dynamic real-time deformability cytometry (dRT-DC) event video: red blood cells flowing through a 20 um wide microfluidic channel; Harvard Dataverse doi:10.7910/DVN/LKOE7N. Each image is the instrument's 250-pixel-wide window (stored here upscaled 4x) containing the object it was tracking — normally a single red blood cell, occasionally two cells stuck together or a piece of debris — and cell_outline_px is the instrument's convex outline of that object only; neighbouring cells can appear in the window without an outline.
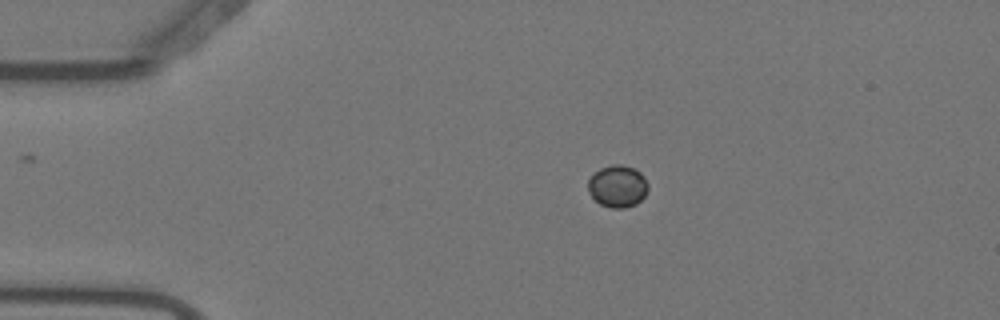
{"species": "Egyptian fruit bat (a non-hibernating species)", "species_latin": "Rousettus aegyptiacus", "temperature_condition": "warm", "stored_images_in_passage": 4, "camera_frame_rate_fps": 3000, "um_per_image_px": 0.085, "animal": {"sex": "female"}, "frame": {"image": 1, "passage_image": 3, "time_ms": 0.667, "image_size_px": [1000, 320], "cell_outline_px": [[648, 188], [644, 196], [636, 204], [624, 208], [612, 208], [600, 204], [588, 192], [588, 180], [600, 168], [612, 164], [620, 164], [632, 168], [640, 172], [644, 176], [648, 184]], "centroid_in_image_um": [52.5, 15.83], "position_along_channel_um": 32.5, "area_um2": 14.62}}